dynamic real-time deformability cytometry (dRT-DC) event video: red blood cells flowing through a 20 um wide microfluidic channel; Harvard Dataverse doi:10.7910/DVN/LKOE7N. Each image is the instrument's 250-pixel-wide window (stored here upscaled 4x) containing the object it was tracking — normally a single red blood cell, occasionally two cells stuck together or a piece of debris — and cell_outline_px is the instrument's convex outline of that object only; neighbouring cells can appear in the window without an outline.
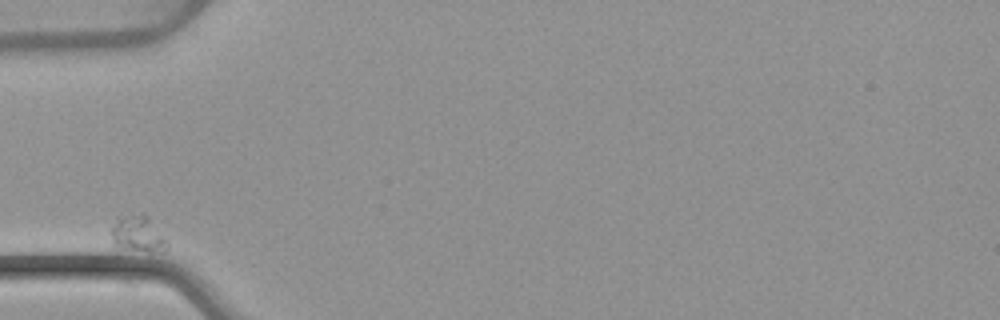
{"species": "common noctule bat (a hibernating species)", "species_latin": "Nyctalus noctula", "temperature_condition": "warm", "stored_images_in_passage": 6, "camera_frame_rate_fps": 3000, "um_per_image_px": 0.085, "animal": {"sex": "female", "body_mass_g": 22.7, "forearm_length_mm": 54.2}, "frame": {"image": 1, "passage_image": 1, "time_ms": 0.0, "image_size_px": [1000, 320], "cell_outline_px": [[168, 248], [164, 252], [148, 252], [112, 248], [112, 228], [120, 220], [140, 212], [148, 216], [168, 244]], "centroid_in_image_um": [11.73, 19.97], "position_along_channel_um": 73.3, "area_um2": 11.62}}
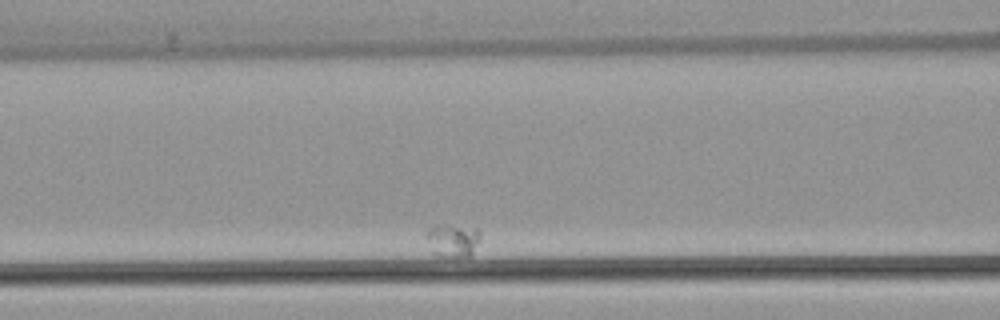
{"frame": {"image": 2, "passage_image": 3, "time_ms": 2.333, "image_size_px": [1000, 320], "cell_outline_px": [[480, 236], [472, 256], [432, 256], [428, 236], [428, 228], [444, 224], [448, 224], [476, 228], [480, 232]], "centroid_in_image_um": [38.5, 20.43], "position_along_channel_um": 128.1, "area_um2": 10.35}}